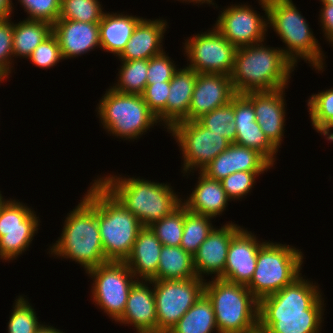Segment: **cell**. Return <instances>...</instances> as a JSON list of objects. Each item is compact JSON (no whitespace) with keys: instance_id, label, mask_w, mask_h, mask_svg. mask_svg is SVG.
<instances>
[{"instance_id":"cell-1","label":"cell","mask_w":333,"mask_h":333,"mask_svg":"<svg viewBox=\"0 0 333 333\" xmlns=\"http://www.w3.org/2000/svg\"><path fill=\"white\" fill-rule=\"evenodd\" d=\"M303 277L259 301L258 324L269 333L321 331L324 297L316 282Z\"/></svg>"},{"instance_id":"cell-2","label":"cell","mask_w":333,"mask_h":333,"mask_svg":"<svg viewBox=\"0 0 333 333\" xmlns=\"http://www.w3.org/2000/svg\"><path fill=\"white\" fill-rule=\"evenodd\" d=\"M91 183L78 205L67 214L60 237L48 251L54 257L77 262L84 271L109 261L104 254L98 224V180Z\"/></svg>"},{"instance_id":"cell-3","label":"cell","mask_w":333,"mask_h":333,"mask_svg":"<svg viewBox=\"0 0 333 333\" xmlns=\"http://www.w3.org/2000/svg\"><path fill=\"white\" fill-rule=\"evenodd\" d=\"M265 45L261 42L236 49L230 74L236 94L288 87L295 66L283 55L281 47Z\"/></svg>"},{"instance_id":"cell-4","label":"cell","mask_w":333,"mask_h":333,"mask_svg":"<svg viewBox=\"0 0 333 333\" xmlns=\"http://www.w3.org/2000/svg\"><path fill=\"white\" fill-rule=\"evenodd\" d=\"M96 179L138 218L143 227L160 221L182 204V198L168 183L114 174Z\"/></svg>"},{"instance_id":"cell-5","label":"cell","mask_w":333,"mask_h":333,"mask_svg":"<svg viewBox=\"0 0 333 333\" xmlns=\"http://www.w3.org/2000/svg\"><path fill=\"white\" fill-rule=\"evenodd\" d=\"M268 27L285 45L283 55L296 67L302 59L318 72L324 71L325 55L309 23L292 0H267Z\"/></svg>"},{"instance_id":"cell-6","label":"cell","mask_w":333,"mask_h":333,"mask_svg":"<svg viewBox=\"0 0 333 333\" xmlns=\"http://www.w3.org/2000/svg\"><path fill=\"white\" fill-rule=\"evenodd\" d=\"M219 333H244L258 325L259 301L246 285L221 278L205 281Z\"/></svg>"},{"instance_id":"cell-7","label":"cell","mask_w":333,"mask_h":333,"mask_svg":"<svg viewBox=\"0 0 333 333\" xmlns=\"http://www.w3.org/2000/svg\"><path fill=\"white\" fill-rule=\"evenodd\" d=\"M96 107L99 121L112 136L137 140L160 122L142 95L125 94L108 88Z\"/></svg>"},{"instance_id":"cell-8","label":"cell","mask_w":333,"mask_h":333,"mask_svg":"<svg viewBox=\"0 0 333 333\" xmlns=\"http://www.w3.org/2000/svg\"><path fill=\"white\" fill-rule=\"evenodd\" d=\"M303 260L301 249L286 243L266 241L258 251L254 274L246 286L260 301L298 278L302 274Z\"/></svg>"},{"instance_id":"cell-9","label":"cell","mask_w":333,"mask_h":333,"mask_svg":"<svg viewBox=\"0 0 333 333\" xmlns=\"http://www.w3.org/2000/svg\"><path fill=\"white\" fill-rule=\"evenodd\" d=\"M98 224L105 257L125 261L143 226L99 181Z\"/></svg>"},{"instance_id":"cell-10","label":"cell","mask_w":333,"mask_h":333,"mask_svg":"<svg viewBox=\"0 0 333 333\" xmlns=\"http://www.w3.org/2000/svg\"><path fill=\"white\" fill-rule=\"evenodd\" d=\"M91 300L115 322L122 316L131 287L137 281L124 261H108L88 269Z\"/></svg>"},{"instance_id":"cell-11","label":"cell","mask_w":333,"mask_h":333,"mask_svg":"<svg viewBox=\"0 0 333 333\" xmlns=\"http://www.w3.org/2000/svg\"><path fill=\"white\" fill-rule=\"evenodd\" d=\"M168 132L174 137L182 154L183 176L201 172L213 159L225 151L231 142L220 134L211 132L197 121H180ZM199 168V169H198ZM188 173V174H186Z\"/></svg>"},{"instance_id":"cell-12","label":"cell","mask_w":333,"mask_h":333,"mask_svg":"<svg viewBox=\"0 0 333 333\" xmlns=\"http://www.w3.org/2000/svg\"><path fill=\"white\" fill-rule=\"evenodd\" d=\"M205 281L194 277L185 280H151L157 314V333L169 330L204 294Z\"/></svg>"},{"instance_id":"cell-13","label":"cell","mask_w":333,"mask_h":333,"mask_svg":"<svg viewBox=\"0 0 333 333\" xmlns=\"http://www.w3.org/2000/svg\"><path fill=\"white\" fill-rule=\"evenodd\" d=\"M39 216L19 200L6 199L0 207V260H15L32 244Z\"/></svg>"},{"instance_id":"cell-14","label":"cell","mask_w":333,"mask_h":333,"mask_svg":"<svg viewBox=\"0 0 333 333\" xmlns=\"http://www.w3.org/2000/svg\"><path fill=\"white\" fill-rule=\"evenodd\" d=\"M183 44L187 67L197 73L230 76L237 48L214 25L211 30L188 37Z\"/></svg>"},{"instance_id":"cell-15","label":"cell","mask_w":333,"mask_h":333,"mask_svg":"<svg viewBox=\"0 0 333 333\" xmlns=\"http://www.w3.org/2000/svg\"><path fill=\"white\" fill-rule=\"evenodd\" d=\"M264 16H260L251 5L232 4L222 8L215 28L236 48L264 42L268 31L267 0H258Z\"/></svg>"},{"instance_id":"cell-16","label":"cell","mask_w":333,"mask_h":333,"mask_svg":"<svg viewBox=\"0 0 333 333\" xmlns=\"http://www.w3.org/2000/svg\"><path fill=\"white\" fill-rule=\"evenodd\" d=\"M283 87L271 91H251L243 95L253 104L256 122L269 141L277 148H281L284 140L286 121V99Z\"/></svg>"},{"instance_id":"cell-17","label":"cell","mask_w":333,"mask_h":333,"mask_svg":"<svg viewBox=\"0 0 333 333\" xmlns=\"http://www.w3.org/2000/svg\"><path fill=\"white\" fill-rule=\"evenodd\" d=\"M266 241L260 242L254 232L242 227L231 239L225 269L219 278L247 285L256 268L258 251Z\"/></svg>"},{"instance_id":"cell-18","label":"cell","mask_w":333,"mask_h":333,"mask_svg":"<svg viewBox=\"0 0 333 333\" xmlns=\"http://www.w3.org/2000/svg\"><path fill=\"white\" fill-rule=\"evenodd\" d=\"M235 95L230 76L197 73L188 116L183 121H197L203 115L229 103Z\"/></svg>"},{"instance_id":"cell-19","label":"cell","mask_w":333,"mask_h":333,"mask_svg":"<svg viewBox=\"0 0 333 333\" xmlns=\"http://www.w3.org/2000/svg\"><path fill=\"white\" fill-rule=\"evenodd\" d=\"M234 222L215 227L193 255V265L197 277L206 275L219 278L225 269L229 244L232 237L242 228ZM205 275V276H204Z\"/></svg>"},{"instance_id":"cell-20","label":"cell","mask_w":333,"mask_h":333,"mask_svg":"<svg viewBox=\"0 0 333 333\" xmlns=\"http://www.w3.org/2000/svg\"><path fill=\"white\" fill-rule=\"evenodd\" d=\"M234 113L236 124V140L234 143L256 150L272 166L275 165L278 149L261 130L256 122L253 104L243 94L234 96Z\"/></svg>"},{"instance_id":"cell-21","label":"cell","mask_w":333,"mask_h":333,"mask_svg":"<svg viewBox=\"0 0 333 333\" xmlns=\"http://www.w3.org/2000/svg\"><path fill=\"white\" fill-rule=\"evenodd\" d=\"M272 167L256 150L231 143L225 151L202 169L201 173L207 178L221 181L235 172H267Z\"/></svg>"},{"instance_id":"cell-22","label":"cell","mask_w":333,"mask_h":333,"mask_svg":"<svg viewBox=\"0 0 333 333\" xmlns=\"http://www.w3.org/2000/svg\"><path fill=\"white\" fill-rule=\"evenodd\" d=\"M116 322L133 326L137 333H157L156 305L151 281L137 280L134 283L124 312Z\"/></svg>"},{"instance_id":"cell-23","label":"cell","mask_w":333,"mask_h":333,"mask_svg":"<svg viewBox=\"0 0 333 333\" xmlns=\"http://www.w3.org/2000/svg\"><path fill=\"white\" fill-rule=\"evenodd\" d=\"M63 59L77 58L100 48L99 23L58 19L52 25Z\"/></svg>"},{"instance_id":"cell-24","label":"cell","mask_w":333,"mask_h":333,"mask_svg":"<svg viewBox=\"0 0 333 333\" xmlns=\"http://www.w3.org/2000/svg\"><path fill=\"white\" fill-rule=\"evenodd\" d=\"M167 23L164 19L143 18L135 27L127 45L118 56L119 60H149L162 53L165 50L162 42L168 28Z\"/></svg>"},{"instance_id":"cell-25","label":"cell","mask_w":333,"mask_h":333,"mask_svg":"<svg viewBox=\"0 0 333 333\" xmlns=\"http://www.w3.org/2000/svg\"><path fill=\"white\" fill-rule=\"evenodd\" d=\"M162 246L150 227L140 229L132 251L124 261L137 280L151 281L156 276Z\"/></svg>"},{"instance_id":"cell-26","label":"cell","mask_w":333,"mask_h":333,"mask_svg":"<svg viewBox=\"0 0 333 333\" xmlns=\"http://www.w3.org/2000/svg\"><path fill=\"white\" fill-rule=\"evenodd\" d=\"M192 193L187 199H182V204L196 214L211 216L212 218L221 216L228 202L231 201L223 189L221 181L207 178L201 172ZM218 215V216H217Z\"/></svg>"},{"instance_id":"cell-27","label":"cell","mask_w":333,"mask_h":333,"mask_svg":"<svg viewBox=\"0 0 333 333\" xmlns=\"http://www.w3.org/2000/svg\"><path fill=\"white\" fill-rule=\"evenodd\" d=\"M197 78V72L187 66L178 68L170 81V90L166 102L167 131L177 122L188 116Z\"/></svg>"},{"instance_id":"cell-28","label":"cell","mask_w":333,"mask_h":333,"mask_svg":"<svg viewBox=\"0 0 333 333\" xmlns=\"http://www.w3.org/2000/svg\"><path fill=\"white\" fill-rule=\"evenodd\" d=\"M143 19L122 12H104L99 22L101 50L119 56L127 45L137 24Z\"/></svg>"},{"instance_id":"cell-29","label":"cell","mask_w":333,"mask_h":333,"mask_svg":"<svg viewBox=\"0 0 333 333\" xmlns=\"http://www.w3.org/2000/svg\"><path fill=\"white\" fill-rule=\"evenodd\" d=\"M197 277L193 256L180 246H162L156 276L152 280H185Z\"/></svg>"},{"instance_id":"cell-30","label":"cell","mask_w":333,"mask_h":333,"mask_svg":"<svg viewBox=\"0 0 333 333\" xmlns=\"http://www.w3.org/2000/svg\"><path fill=\"white\" fill-rule=\"evenodd\" d=\"M219 333L212 302L203 294L168 333Z\"/></svg>"},{"instance_id":"cell-31","label":"cell","mask_w":333,"mask_h":333,"mask_svg":"<svg viewBox=\"0 0 333 333\" xmlns=\"http://www.w3.org/2000/svg\"><path fill=\"white\" fill-rule=\"evenodd\" d=\"M52 34V24L45 21L20 20L14 23L13 56L28 58L34 49Z\"/></svg>"},{"instance_id":"cell-32","label":"cell","mask_w":333,"mask_h":333,"mask_svg":"<svg viewBox=\"0 0 333 333\" xmlns=\"http://www.w3.org/2000/svg\"><path fill=\"white\" fill-rule=\"evenodd\" d=\"M306 102L313 129L333 142V88L311 95Z\"/></svg>"},{"instance_id":"cell-33","label":"cell","mask_w":333,"mask_h":333,"mask_svg":"<svg viewBox=\"0 0 333 333\" xmlns=\"http://www.w3.org/2000/svg\"><path fill=\"white\" fill-rule=\"evenodd\" d=\"M120 62L117 84L110 87L120 93L142 95L147 85L148 60H120Z\"/></svg>"},{"instance_id":"cell-34","label":"cell","mask_w":333,"mask_h":333,"mask_svg":"<svg viewBox=\"0 0 333 333\" xmlns=\"http://www.w3.org/2000/svg\"><path fill=\"white\" fill-rule=\"evenodd\" d=\"M213 219L211 216L190 212L184 206V228L180 247L193 256L215 228L211 221Z\"/></svg>"},{"instance_id":"cell-35","label":"cell","mask_w":333,"mask_h":333,"mask_svg":"<svg viewBox=\"0 0 333 333\" xmlns=\"http://www.w3.org/2000/svg\"><path fill=\"white\" fill-rule=\"evenodd\" d=\"M198 121L211 132L220 134L234 143L236 140L234 97L229 103L203 115Z\"/></svg>"},{"instance_id":"cell-36","label":"cell","mask_w":333,"mask_h":333,"mask_svg":"<svg viewBox=\"0 0 333 333\" xmlns=\"http://www.w3.org/2000/svg\"><path fill=\"white\" fill-rule=\"evenodd\" d=\"M100 0H61L58 19L99 23L104 13Z\"/></svg>"},{"instance_id":"cell-37","label":"cell","mask_w":333,"mask_h":333,"mask_svg":"<svg viewBox=\"0 0 333 333\" xmlns=\"http://www.w3.org/2000/svg\"><path fill=\"white\" fill-rule=\"evenodd\" d=\"M164 246H180L184 228V205L149 226Z\"/></svg>"},{"instance_id":"cell-38","label":"cell","mask_w":333,"mask_h":333,"mask_svg":"<svg viewBox=\"0 0 333 333\" xmlns=\"http://www.w3.org/2000/svg\"><path fill=\"white\" fill-rule=\"evenodd\" d=\"M11 315L9 317L7 332L8 333H35L40 327L41 322H38L36 311L29 303L28 298L24 295H19L11 309Z\"/></svg>"},{"instance_id":"cell-39","label":"cell","mask_w":333,"mask_h":333,"mask_svg":"<svg viewBox=\"0 0 333 333\" xmlns=\"http://www.w3.org/2000/svg\"><path fill=\"white\" fill-rule=\"evenodd\" d=\"M12 18L0 20V80L4 82L13 72V32L14 22Z\"/></svg>"},{"instance_id":"cell-40","label":"cell","mask_w":333,"mask_h":333,"mask_svg":"<svg viewBox=\"0 0 333 333\" xmlns=\"http://www.w3.org/2000/svg\"><path fill=\"white\" fill-rule=\"evenodd\" d=\"M265 172H235L221 180L224 191L232 201L243 199L254 187L256 178Z\"/></svg>"},{"instance_id":"cell-41","label":"cell","mask_w":333,"mask_h":333,"mask_svg":"<svg viewBox=\"0 0 333 333\" xmlns=\"http://www.w3.org/2000/svg\"><path fill=\"white\" fill-rule=\"evenodd\" d=\"M27 13L26 20L45 21L54 24L60 15L61 0H18Z\"/></svg>"},{"instance_id":"cell-42","label":"cell","mask_w":333,"mask_h":333,"mask_svg":"<svg viewBox=\"0 0 333 333\" xmlns=\"http://www.w3.org/2000/svg\"><path fill=\"white\" fill-rule=\"evenodd\" d=\"M170 90V81L146 85L142 94L148 108L156 115L160 126L166 128V102Z\"/></svg>"},{"instance_id":"cell-43","label":"cell","mask_w":333,"mask_h":333,"mask_svg":"<svg viewBox=\"0 0 333 333\" xmlns=\"http://www.w3.org/2000/svg\"><path fill=\"white\" fill-rule=\"evenodd\" d=\"M27 59L36 67L43 69H50L60 60H64L58 40L53 33L41 42Z\"/></svg>"},{"instance_id":"cell-44","label":"cell","mask_w":333,"mask_h":333,"mask_svg":"<svg viewBox=\"0 0 333 333\" xmlns=\"http://www.w3.org/2000/svg\"><path fill=\"white\" fill-rule=\"evenodd\" d=\"M174 62L165 51L151 57L148 60L147 85L171 81L178 70V65Z\"/></svg>"},{"instance_id":"cell-45","label":"cell","mask_w":333,"mask_h":333,"mask_svg":"<svg viewBox=\"0 0 333 333\" xmlns=\"http://www.w3.org/2000/svg\"><path fill=\"white\" fill-rule=\"evenodd\" d=\"M320 27L323 31L325 40L333 46V5L322 3V8L319 13Z\"/></svg>"},{"instance_id":"cell-46","label":"cell","mask_w":333,"mask_h":333,"mask_svg":"<svg viewBox=\"0 0 333 333\" xmlns=\"http://www.w3.org/2000/svg\"><path fill=\"white\" fill-rule=\"evenodd\" d=\"M14 4L12 0H0V20L8 19L12 17L14 13Z\"/></svg>"},{"instance_id":"cell-47","label":"cell","mask_w":333,"mask_h":333,"mask_svg":"<svg viewBox=\"0 0 333 333\" xmlns=\"http://www.w3.org/2000/svg\"><path fill=\"white\" fill-rule=\"evenodd\" d=\"M35 333H64V332L60 331L56 327L54 328V326L45 325L42 323Z\"/></svg>"},{"instance_id":"cell-48","label":"cell","mask_w":333,"mask_h":333,"mask_svg":"<svg viewBox=\"0 0 333 333\" xmlns=\"http://www.w3.org/2000/svg\"><path fill=\"white\" fill-rule=\"evenodd\" d=\"M177 1H180V2L182 1V3L187 2L188 4L193 3L194 5H196V4H198V5L202 4L203 5V4H206V3L208 5H211V4L214 5L215 4L213 0H177Z\"/></svg>"},{"instance_id":"cell-49","label":"cell","mask_w":333,"mask_h":333,"mask_svg":"<svg viewBox=\"0 0 333 333\" xmlns=\"http://www.w3.org/2000/svg\"><path fill=\"white\" fill-rule=\"evenodd\" d=\"M244 333H269L267 329L262 328L259 324L255 326L254 328L245 331Z\"/></svg>"},{"instance_id":"cell-50","label":"cell","mask_w":333,"mask_h":333,"mask_svg":"<svg viewBox=\"0 0 333 333\" xmlns=\"http://www.w3.org/2000/svg\"><path fill=\"white\" fill-rule=\"evenodd\" d=\"M1 192L2 191H0V207H1V205L5 202V198L2 196V194H1Z\"/></svg>"},{"instance_id":"cell-51","label":"cell","mask_w":333,"mask_h":333,"mask_svg":"<svg viewBox=\"0 0 333 333\" xmlns=\"http://www.w3.org/2000/svg\"><path fill=\"white\" fill-rule=\"evenodd\" d=\"M320 2L333 5V0H320Z\"/></svg>"}]
</instances>
